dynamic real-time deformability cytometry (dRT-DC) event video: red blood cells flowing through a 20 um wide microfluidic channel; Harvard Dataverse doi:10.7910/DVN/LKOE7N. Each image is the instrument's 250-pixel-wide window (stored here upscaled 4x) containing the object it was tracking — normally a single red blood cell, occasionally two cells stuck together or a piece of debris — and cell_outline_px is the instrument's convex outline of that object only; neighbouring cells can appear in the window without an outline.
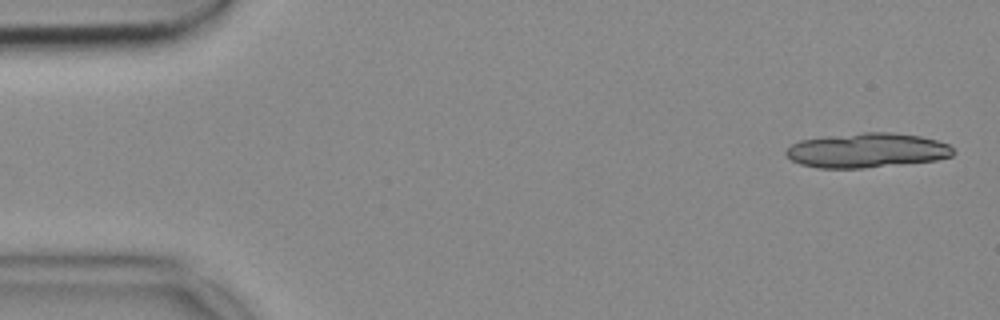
{"species": "common noctule bat (a hibernating species)", "species_latin": "Nyctalus noctula", "temperature_condition": "cold", "stored_images_in_passage": 13, "camera_frame_rate_fps": 3000, "um_per_image_px": 0.085, "animal": {"sex": "female", "body_mass_g": 18.4}, "frame": {"image": 1, "passage_image": 1, "time_ms": 0.0, "image_size_px": [1000, 320], "cell_outline_px": [[956, 152], [952, 156], [936, 160], [860, 168], [816, 168], [800, 164], [792, 160], [784, 152], [792, 144], [800, 140], [864, 132], [892, 132], [920, 136], [936, 140], [948, 144]], "centroid_in_image_um": [73.7, 12.78], "position_along_channel_um": 11.3, "area_um2": 33.47}}